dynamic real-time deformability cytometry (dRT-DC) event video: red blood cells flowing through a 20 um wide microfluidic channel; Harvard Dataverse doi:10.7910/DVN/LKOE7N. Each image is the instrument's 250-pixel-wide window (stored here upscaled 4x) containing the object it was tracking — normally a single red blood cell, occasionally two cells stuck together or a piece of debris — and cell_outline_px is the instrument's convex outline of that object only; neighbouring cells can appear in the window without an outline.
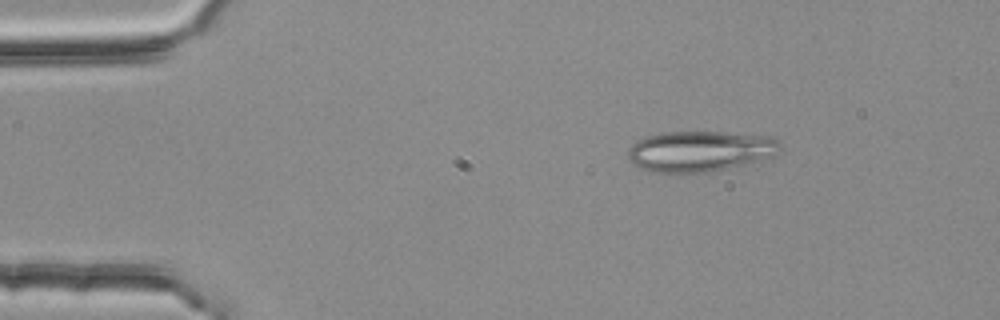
{"species": "common noctule bat (a hibernating species)", "species_latin": "Nyctalus noctula", "temperature_condition": "room temperature", "stored_images_in_passage": 3, "camera_frame_rate_fps": 3000, "um_per_image_px": 0.085, "animal": {"sex": "female", "body_mass_g": 25.1}, "frame": {"image": 1, "passage_image": 1, "time_ms": 0.0, "image_size_px": [1000, 320], "cell_outline_px": [[780, 148], [776, 156], [728, 168], [708, 172], [648, 172], [632, 164], [628, 156], [628, 148], [632, 144], [648, 136], [664, 132], [720, 132], [768, 136], [780, 140]], "centroid_in_image_um": [59.5, 12.85], "position_along_channel_um": 25.5, "area_um2": 36.01}}